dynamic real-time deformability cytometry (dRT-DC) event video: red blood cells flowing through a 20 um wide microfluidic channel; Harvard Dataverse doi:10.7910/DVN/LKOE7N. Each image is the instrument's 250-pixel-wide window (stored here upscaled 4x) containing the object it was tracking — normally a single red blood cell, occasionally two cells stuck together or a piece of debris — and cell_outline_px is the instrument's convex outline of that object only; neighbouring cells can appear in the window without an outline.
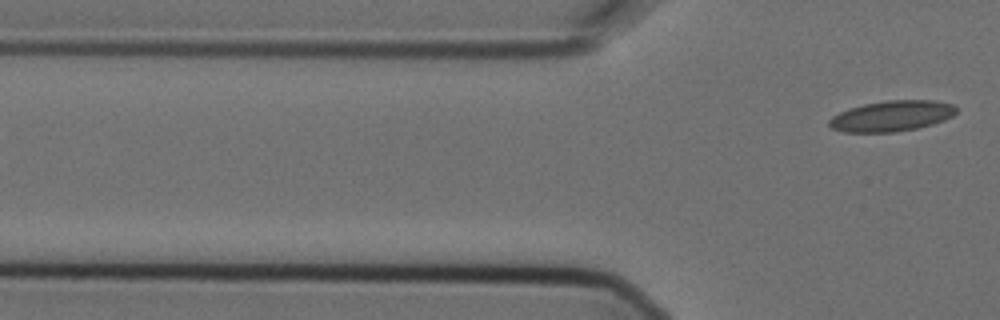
{"species": "Egyptian fruit bat (a non-hibernating species)", "species_latin": "Rousettus aegyptiacus", "temperature_condition": "cold", "stored_images_in_passage": 3, "camera_frame_rate_fps": 3000, "um_per_image_px": 0.085, "animal": {"sex": "female"}, "frame": {"image": 1, "passage_image": 3, "time_ms": 0.667, "image_size_px": [1000, 320], "cell_outline_px": [[956, 112], [952, 116], [944, 120], [932, 124], [916, 128], [892, 132], [844, 132], [832, 128], [828, 124], [828, 120], [832, 116], [848, 108], [864, 104], [884, 100], [932, 100], [952, 104], [956, 108]], "centroid_in_image_um": [75.77, 9.85], "position_along_channel_um": 50.0, "area_um2": 22.66}}